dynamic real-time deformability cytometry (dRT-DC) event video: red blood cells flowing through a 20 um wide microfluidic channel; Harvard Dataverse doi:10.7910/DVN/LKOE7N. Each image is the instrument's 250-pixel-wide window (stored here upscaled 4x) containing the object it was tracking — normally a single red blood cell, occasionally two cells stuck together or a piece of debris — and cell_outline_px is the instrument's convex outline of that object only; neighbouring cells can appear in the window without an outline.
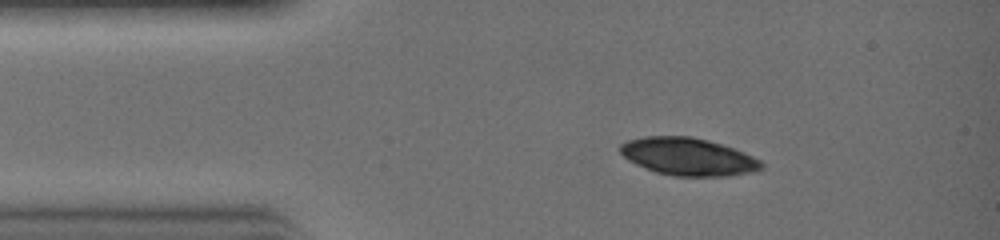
{"species": "common noctule bat (a hibernating species)", "species_latin": "Nyctalus noctula", "temperature_condition": "warm", "stored_images_in_passage": 4, "camera_frame_rate_fps": 3000, "um_per_image_px": 0.085, "animal": {"sex": "female", "body_mass_g": 19.0, "forearm_length_mm": 51.5}, "frame": {"image": 1, "passage_image": 1, "time_ms": 0.0, "image_size_px": [1000, 240], "cell_outline_px": [[764, 168], [752, 172], [728, 176], [672, 176], [656, 172], [644, 168], [628, 160], [620, 152], [620, 144], [628, 140], [644, 136], [692, 136], [708, 140], [744, 152], [760, 160], [764, 164]], "centroid_in_image_um": [58.49, 13.32], "position_along_channel_um": 26.5, "area_um2": 30.98}}